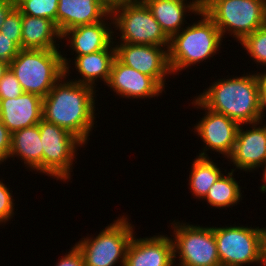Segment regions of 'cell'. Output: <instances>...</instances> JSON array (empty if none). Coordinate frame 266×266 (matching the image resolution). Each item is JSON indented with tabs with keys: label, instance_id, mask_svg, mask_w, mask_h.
<instances>
[{
	"label": "cell",
	"instance_id": "obj_1",
	"mask_svg": "<svg viewBox=\"0 0 266 266\" xmlns=\"http://www.w3.org/2000/svg\"><path fill=\"white\" fill-rule=\"evenodd\" d=\"M65 79L64 74L43 98L42 117L87 144L96 119V90L92 86Z\"/></svg>",
	"mask_w": 266,
	"mask_h": 266
},
{
	"label": "cell",
	"instance_id": "obj_2",
	"mask_svg": "<svg viewBox=\"0 0 266 266\" xmlns=\"http://www.w3.org/2000/svg\"><path fill=\"white\" fill-rule=\"evenodd\" d=\"M197 99L208 109L223 114L239 125L263 121L260 113V74L219 79Z\"/></svg>",
	"mask_w": 266,
	"mask_h": 266
},
{
	"label": "cell",
	"instance_id": "obj_3",
	"mask_svg": "<svg viewBox=\"0 0 266 266\" xmlns=\"http://www.w3.org/2000/svg\"><path fill=\"white\" fill-rule=\"evenodd\" d=\"M63 55L59 49H21L9 68L23 92L44 98L64 74L69 76L71 60Z\"/></svg>",
	"mask_w": 266,
	"mask_h": 266
},
{
	"label": "cell",
	"instance_id": "obj_4",
	"mask_svg": "<svg viewBox=\"0 0 266 266\" xmlns=\"http://www.w3.org/2000/svg\"><path fill=\"white\" fill-rule=\"evenodd\" d=\"M199 15L201 20L185 26L170 38L168 55L173 75L213 58L222 46L223 38L218 27L202 9Z\"/></svg>",
	"mask_w": 266,
	"mask_h": 266
},
{
	"label": "cell",
	"instance_id": "obj_5",
	"mask_svg": "<svg viewBox=\"0 0 266 266\" xmlns=\"http://www.w3.org/2000/svg\"><path fill=\"white\" fill-rule=\"evenodd\" d=\"M201 9L218 27L241 42L266 25V0H201Z\"/></svg>",
	"mask_w": 266,
	"mask_h": 266
},
{
	"label": "cell",
	"instance_id": "obj_6",
	"mask_svg": "<svg viewBox=\"0 0 266 266\" xmlns=\"http://www.w3.org/2000/svg\"><path fill=\"white\" fill-rule=\"evenodd\" d=\"M127 216L118 217L96 237L82 238L75 245L82 252L85 266L125 265L126 251L134 233Z\"/></svg>",
	"mask_w": 266,
	"mask_h": 266
},
{
	"label": "cell",
	"instance_id": "obj_7",
	"mask_svg": "<svg viewBox=\"0 0 266 266\" xmlns=\"http://www.w3.org/2000/svg\"><path fill=\"white\" fill-rule=\"evenodd\" d=\"M113 27L118 29L121 42L169 46L170 38L161 29L157 20L143 0L124 3L111 12Z\"/></svg>",
	"mask_w": 266,
	"mask_h": 266
},
{
	"label": "cell",
	"instance_id": "obj_8",
	"mask_svg": "<svg viewBox=\"0 0 266 266\" xmlns=\"http://www.w3.org/2000/svg\"><path fill=\"white\" fill-rule=\"evenodd\" d=\"M171 224L174 262L178 256V266H221L213 227L175 220Z\"/></svg>",
	"mask_w": 266,
	"mask_h": 266
},
{
	"label": "cell",
	"instance_id": "obj_9",
	"mask_svg": "<svg viewBox=\"0 0 266 266\" xmlns=\"http://www.w3.org/2000/svg\"><path fill=\"white\" fill-rule=\"evenodd\" d=\"M221 266L261 265L264 228L214 227Z\"/></svg>",
	"mask_w": 266,
	"mask_h": 266
},
{
	"label": "cell",
	"instance_id": "obj_10",
	"mask_svg": "<svg viewBox=\"0 0 266 266\" xmlns=\"http://www.w3.org/2000/svg\"><path fill=\"white\" fill-rule=\"evenodd\" d=\"M43 147V174L70 180L77 147L85 145L68 130L42 119L38 123Z\"/></svg>",
	"mask_w": 266,
	"mask_h": 266
},
{
	"label": "cell",
	"instance_id": "obj_11",
	"mask_svg": "<svg viewBox=\"0 0 266 266\" xmlns=\"http://www.w3.org/2000/svg\"><path fill=\"white\" fill-rule=\"evenodd\" d=\"M118 43L114 41L116 58L121 63L152 77L165 89L166 75H173L169 65V46Z\"/></svg>",
	"mask_w": 266,
	"mask_h": 266
},
{
	"label": "cell",
	"instance_id": "obj_12",
	"mask_svg": "<svg viewBox=\"0 0 266 266\" xmlns=\"http://www.w3.org/2000/svg\"><path fill=\"white\" fill-rule=\"evenodd\" d=\"M192 104L196 108L205 110V114L201 120L196 123L194 132L201 137L205 143V147L202 148V152L199 153V157H208L206 151L211 149L216 153L219 152L224 157H229L233 151L236 141V135L239 128V124L231 118L211 111L206 108L196 97H194Z\"/></svg>",
	"mask_w": 266,
	"mask_h": 266
},
{
	"label": "cell",
	"instance_id": "obj_13",
	"mask_svg": "<svg viewBox=\"0 0 266 266\" xmlns=\"http://www.w3.org/2000/svg\"><path fill=\"white\" fill-rule=\"evenodd\" d=\"M262 123H253L249 126L252 129L246 130L243 129V124L239 125L233 151L228 157L235 166L232 170L237 168L250 172L266 162V123Z\"/></svg>",
	"mask_w": 266,
	"mask_h": 266
},
{
	"label": "cell",
	"instance_id": "obj_14",
	"mask_svg": "<svg viewBox=\"0 0 266 266\" xmlns=\"http://www.w3.org/2000/svg\"><path fill=\"white\" fill-rule=\"evenodd\" d=\"M116 95L128 99H147L160 96L165 90L150 76L114 59L109 80L106 84Z\"/></svg>",
	"mask_w": 266,
	"mask_h": 266
},
{
	"label": "cell",
	"instance_id": "obj_15",
	"mask_svg": "<svg viewBox=\"0 0 266 266\" xmlns=\"http://www.w3.org/2000/svg\"><path fill=\"white\" fill-rule=\"evenodd\" d=\"M124 266H176L172 238L159 234L138 239L133 235Z\"/></svg>",
	"mask_w": 266,
	"mask_h": 266
},
{
	"label": "cell",
	"instance_id": "obj_16",
	"mask_svg": "<svg viewBox=\"0 0 266 266\" xmlns=\"http://www.w3.org/2000/svg\"><path fill=\"white\" fill-rule=\"evenodd\" d=\"M43 98L23 92L16 98L0 99V120L12 134L38 124L42 119Z\"/></svg>",
	"mask_w": 266,
	"mask_h": 266
},
{
	"label": "cell",
	"instance_id": "obj_17",
	"mask_svg": "<svg viewBox=\"0 0 266 266\" xmlns=\"http://www.w3.org/2000/svg\"><path fill=\"white\" fill-rule=\"evenodd\" d=\"M111 20L108 24V20ZM113 18L111 13L102 21L80 25L65 31L61 39L68 40L69 47L75 51L74 56H83L107 49L114 41Z\"/></svg>",
	"mask_w": 266,
	"mask_h": 266
},
{
	"label": "cell",
	"instance_id": "obj_18",
	"mask_svg": "<svg viewBox=\"0 0 266 266\" xmlns=\"http://www.w3.org/2000/svg\"><path fill=\"white\" fill-rule=\"evenodd\" d=\"M110 13L97 0H59L56 26L62 35L71 28L100 22Z\"/></svg>",
	"mask_w": 266,
	"mask_h": 266
},
{
	"label": "cell",
	"instance_id": "obj_19",
	"mask_svg": "<svg viewBox=\"0 0 266 266\" xmlns=\"http://www.w3.org/2000/svg\"><path fill=\"white\" fill-rule=\"evenodd\" d=\"M164 33L171 38L183 29L186 13L199 16L201 0H143ZM186 1V2H185Z\"/></svg>",
	"mask_w": 266,
	"mask_h": 266
},
{
	"label": "cell",
	"instance_id": "obj_20",
	"mask_svg": "<svg viewBox=\"0 0 266 266\" xmlns=\"http://www.w3.org/2000/svg\"><path fill=\"white\" fill-rule=\"evenodd\" d=\"M21 159L30 170L43 173V147L38 124L11 134L9 158Z\"/></svg>",
	"mask_w": 266,
	"mask_h": 266
},
{
	"label": "cell",
	"instance_id": "obj_21",
	"mask_svg": "<svg viewBox=\"0 0 266 266\" xmlns=\"http://www.w3.org/2000/svg\"><path fill=\"white\" fill-rule=\"evenodd\" d=\"M114 42L107 48L95 53L74 57L76 71L81 75L78 80H72L80 84H85L96 88L98 79L107 84L111 67L116 58Z\"/></svg>",
	"mask_w": 266,
	"mask_h": 266
},
{
	"label": "cell",
	"instance_id": "obj_22",
	"mask_svg": "<svg viewBox=\"0 0 266 266\" xmlns=\"http://www.w3.org/2000/svg\"><path fill=\"white\" fill-rule=\"evenodd\" d=\"M21 49H59L55 43L61 33L55 22L42 17L22 15ZM58 47V48H57Z\"/></svg>",
	"mask_w": 266,
	"mask_h": 266
},
{
	"label": "cell",
	"instance_id": "obj_23",
	"mask_svg": "<svg viewBox=\"0 0 266 266\" xmlns=\"http://www.w3.org/2000/svg\"><path fill=\"white\" fill-rule=\"evenodd\" d=\"M210 157L197 156L192 162L189 175V190L198 200L206 197L210 187L223 174L221 169L214 163Z\"/></svg>",
	"mask_w": 266,
	"mask_h": 266
},
{
	"label": "cell",
	"instance_id": "obj_24",
	"mask_svg": "<svg viewBox=\"0 0 266 266\" xmlns=\"http://www.w3.org/2000/svg\"><path fill=\"white\" fill-rule=\"evenodd\" d=\"M234 170L224 175L222 174L218 180L210 187L206 197L208 205L216 208H229L242 200L241 186L235 180Z\"/></svg>",
	"mask_w": 266,
	"mask_h": 266
},
{
	"label": "cell",
	"instance_id": "obj_25",
	"mask_svg": "<svg viewBox=\"0 0 266 266\" xmlns=\"http://www.w3.org/2000/svg\"><path fill=\"white\" fill-rule=\"evenodd\" d=\"M59 0H16L22 15L50 19L56 24Z\"/></svg>",
	"mask_w": 266,
	"mask_h": 266
},
{
	"label": "cell",
	"instance_id": "obj_26",
	"mask_svg": "<svg viewBox=\"0 0 266 266\" xmlns=\"http://www.w3.org/2000/svg\"><path fill=\"white\" fill-rule=\"evenodd\" d=\"M240 44L256 64L266 66V25L247 35Z\"/></svg>",
	"mask_w": 266,
	"mask_h": 266
},
{
	"label": "cell",
	"instance_id": "obj_27",
	"mask_svg": "<svg viewBox=\"0 0 266 266\" xmlns=\"http://www.w3.org/2000/svg\"><path fill=\"white\" fill-rule=\"evenodd\" d=\"M22 14L15 7L6 17L4 23L0 27V32L11 38L21 48L22 37Z\"/></svg>",
	"mask_w": 266,
	"mask_h": 266
},
{
	"label": "cell",
	"instance_id": "obj_28",
	"mask_svg": "<svg viewBox=\"0 0 266 266\" xmlns=\"http://www.w3.org/2000/svg\"><path fill=\"white\" fill-rule=\"evenodd\" d=\"M23 93L18 79L10 68L4 73L0 80V99L16 98Z\"/></svg>",
	"mask_w": 266,
	"mask_h": 266
},
{
	"label": "cell",
	"instance_id": "obj_29",
	"mask_svg": "<svg viewBox=\"0 0 266 266\" xmlns=\"http://www.w3.org/2000/svg\"><path fill=\"white\" fill-rule=\"evenodd\" d=\"M9 187L0 180V225L14 217L13 196Z\"/></svg>",
	"mask_w": 266,
	"mask_h": 266
},
{
	"label": "cell",
	"instance_id": "obj_30",
	"mask_svg": "<svg viewBox=\"0 0 266 266\" xmlns=\"http://www.w3.org/2000/svg\"><path fill=\"white\" fill-rule=\"evenodd\" d=\"M21 48L0 32V61L10 63L17 55Z\"/></svg>",
	"mask_w": 266,
	"mask_h": 266
},
{
	"label": "cell",
	"instance_id": "obj_31",
	"mask_svg": "<svg viewBox=\"0 0 266 266\" xmlns=\"http://www.w3.org/2000/svg\"><path fill=\"white\" fill-rule=\"evenodd\" d=\"M55 266H85L82 252L74 245L68 254L61 256Z\"/></svg>",
	"mask_w": 266,
	"mask_h": 266
},
{
	"label": "cell",
	"instance_id": "obj_32",
	"mask_svg": "<svg viewBox=\"0 0 266 266\" xmlns=\"http://www.w3.org/2000/svg\"><path fill=\"white\" fill-rule=\"evenodd\" d=\"M11 149V133L0 120V165L9 159Z\"/></svg>",
	"mask_w": 266,
	"mask_h": 266
},
{
	"label": "cell",
	"instance_id": "obj_33",
	"mask_svg": "<svg viewBox=\"0 0 266 266\" xmlns=\"http://www.w3.org/2000/svg\"><path fill=\"white\" fill-rule=\"evenodd\" d=\"M264 73V74H263ZM260 74V113L261 118L265 117L264 111L266 110V72Z\"/></svg>",
	"mask_w": 266,
	"mask_h": 266
},
{
	"label": "cell",
	"instance_id": "obj_34",
	"mask_svg": "<svg viewBox=\"0 0 266 266\" xmlns=\"http://www.w3.org/2000/svg\"><path fill=\"white\" fill-rule=\"evenodd\" d=\"M16 7V0L0 1V27L4 23L8 14Z\"/></svg>",
	"mask_w": 266,
	"mask_h": 266
},
{
	"label": "cell",
	"instance_id": "obj_35",
	"mask_svg": "<svg viewBox=\"0 0 266 266\" xmlns=\"http://www.w3.org/2000/svg\"><path fill=\"white\" fill-rule=\"evenodd\" d=\"M97 1H99L110 12H112L117 7L123 5L126 2L133 1V0H97Z\"/></svg>",
	"mask_w": 266,
	"mask_h": 266
},
{
	"label": "cell",
	"instance_id": "obj_36",
	"mask_svg": "<svg viewBox=\"0 0 266 266\" xmlns=\"http://www.w3.org/2000/svg\"><path fill=\"white\" fill-rule=\"evenodd\" d=\"M261 266H266V227L263 232V244H262V262Z\"/></svg>",
	"mask_w": 266,
	"mask_h": 266
},
{
	"label": "cell",
	"instance_id": "obj_37",
	"mask_svg": "<svg viewBox=\"0 0 266 266\" xmlns=\"http://www.w3.org/2000/svg\"><path fill=\"white\" fill-rule=\"evenodd\" d=\"M263 169V178L261 179L264 184L261 185L260 191L262 193L266 192V162L261 166Z\"/></svg>",
	"mask_w": 266,
	"mask_h": 266
},
{
	"label": "cell",
	"instance_id": "obj_38",
	"mask_svg": "<svg viewBox=\"0 0 266 266\" xmlns=\"http://www.w3.org/2000/svg\"><path fill=\"white\" fill-rule=\"evenodd\" d=\"M9 68V64L3 61H0V80L2 79L4 73Z\"/></svg>",
	"mask_w": 266,
	"mask_h": 266
}]
</instances>
